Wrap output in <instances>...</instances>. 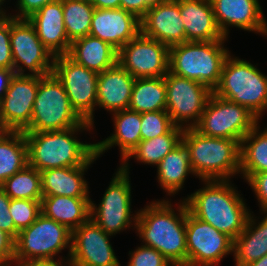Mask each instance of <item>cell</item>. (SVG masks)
Instances as JSON below:
<instances>
[{
  "label": "cell",
  "mask_w": 267,
  "mask_h": 266,
  "mask_svg": "<svg viewBox=\"0 0 267 266\" xmlns=\"http://www.w3.org/2000/svg\"><path fill=\"white\" fill-rule=\"evenodd\" d=\"M171 201H153L137 212L136 233L143 245L159 251L169 262L187 265L186 216L183 200L175 213Z\"/></svg>",
  "instance_id": "6da1fadb"
},
{
  "label": "cell",
  "mask_w": 267,
  "mask_h": 266,
  "mask_svg": "<svg viewBox=\"0 0 267 266\" xmlns=\"http://www.w3.org/2000/svg\"><path fill=\"white\" fill-rule=\"evenodd\" d=\"M205 187L183 198L188 211L233 240L252 213L230 180H203Z\"/></svg>",
  "instance_id": "7a4b0ae2"
},
{
  "label": "cell",
  "mask_w": 267,
  "mask_h": 266,
  "mask_svg": "<svg viewBox=\"0 0 267 266\" xmlns=\"http://www.w3.org/2000/svg\"><path fill=\"white\" fill-rule=\"evenodd\" d=\"M93 126L70 129L24 132L28 145V164L39 172L53 168L85 165L95 154V143H83L76 134ZM75 134V135H74Z\"/></svg>",
  "instance_id": "3957f363"
},
{
  "label": "cell",
  "mask_w": 267,
  "mask_h": 266,
  "mask_svg": "<svg viewBox=\"0 0 267 266\" xmlns=\"http://www.w3.org/2000/svg\"><path fill=\"white\" fill-rule=\"evenodd\" d=\"M182 142L189 151L194 176L199 180H231L240 173V142L207 137L194 128L184 129Z\"/></svg>",
  "instance_id": "277c9868"
},
{
  "label": "cell",
  "mask_w": 267,
  "mask_h": 266,
  "mask_svg": "<svg viewBox=\"0 0 267 266\" xmlns=\"http://www.w3.org/2000/svg\"><path fill=\"white\" fill-rule=\"evenodd\" d=\"M225 41H188L169 47V71L200 82L213 91L231 54L224 47Z\"/></svg>",
  "instance_id": "5b68a950"
},
{
  "label": "cell",
  "mask_w": 267,
  "mask_h": 266,
  "mask_svg": "<svg viewBox=\"0 0 267 266\" xmlns=\"http://www.w3.org/2000/svg\"><path fill=\"white\" fill-rule=\"evenodd\" d=\"M229 55L213 93L246 107L259 120L267 111V76L252 63Z\"/></svg>",
  "instance_id": "8992f818"
},
{
  "label": "cell",
  "mask_w": 267,
  "mask_h": 266,
  "mask_svg": "<svg viewBox=\"0 0 267 266\" xmlns=\"http://www.w3.org/2000/svg\"><path fill=\"white\" fill-rule=\"evenodd\" d=\"M93 126L72 108L61 81L50 73L39 76L30 125L23 132H43Z\"/></svg>",
  "instance_id": "52a82bcc"
},
{
  "label": "cell",
  "mask_w": 267,
  "mask_h": 266,
  "mask_svg": "<svg viewBox=\"0 0 267 266\" xmlns=\"http://www.w3.org/2000/svg\"><path fill=\"white\" fill-rule=\"evenodd\" d=\"M72 231L65 225L40 214L28 227L19 232L14 244L15 266L33 260L54 259L68 249L71 254Z\"/></svg>",
  "instance_id": "ba28073f"
},
{
  "label": "cell",
  "mask_w": 267,
  "mask_h": 266,
  "mask_svg": "<svg viewBox=\"0 0 267 266\" xmlns=\"http://www.w3.org/2000/svg\"><path fill=\"white\" fill-rule=\"evenodd\" d=\"M129 165L121 164L118 167L98 206L91 200L90 218L112 236L127 228H136L137 212L136 215L131 214Z\"/></svg>",
  "instance_id": "9c48e42d"
},
{
  "label": "cell",
  "mask_w": 267,
  "mask_h": 266,
  "mask_svg": "<svg viewBox=\"0 0 267 266\" xmlns=\"http://www.w3.org/2000/svg\"><path fill=\"white\" fill-rule=\"evenodd\" d=\"M258 120L246 107L212 93L194 129L207 137L232 139L241 143L243 137L258 124Z\"/></svg>",
  "instance_id": "30bf717a"
},
{
  "label": "cell",
  "mask_w": 267,
  "mask_h": 266,
  "mask_svg": "<svg viewBox=\"0 0 267 266\" xmlns=\"http://www.w3.org/2000/svg\"><path fill=\"white\" fill-rule=\"evenodd\" d=\"M164 79L166 111L173 124L183 129L194 128L213 91L200 82L175 75L170 71Z\"/></svg>",
  "instance_id": "8fae6325"
},
{
  "label": "cell",
  "mask_w": 267,
  "mask_h": 266,
  "mask_svg": "<svg viewBox=\"0 0 267 266\" xmlns=\"http://www.w3.org/2000/svg\"><path fill=\"white\" fill-rule=\"evenodd\" d=\"M53 73L63 84L75 112L94 126L99 73L77 64L68 55L54 58Z\"/></svg>",
  "instance_id": "7c38bea8"
},
{
  "label": "cell",
  "mask_w": 267,
  "mask_h": 266,
  "mask_svg": "<svg viewBox=\"0 0 267 266\" xmlns=\"http://www.w3.org/2000/svg\"><path fill=\"white\" fill-rule=\"evenodd\" d=\"M10 45L16 75L45 76L53 73L55 57L42 44L28 19L10 16ZM26 70L31 73H24Z\"/></svg>",
  "instance_id": "4fadbf2b"
},
{
  "label": "cell",
  "mask_w": 267,
  "mask_h": 266,
  "mask_svg": "<svg viewBox=\"0 0 267 266\" xmlns=\"http://www.w3.org/2000/svg\"><path fill=\"white\" fill-rule=\"evenodd\" d=\"M187 266H213L233 253V239L194 217L186 216Z\"/></svg>",
  "instance_id": "5bb4252c"
},
{
  "label": "cell",
  "mask_w": 267,
  "mask_h": 266,
  "mask_svg": "<svg viewBox=\"0 0 267 266\" xmlns=\"http://www.w3.org/2000/svg\"><path fill=\"white\" fill-rule=\"evenodd\" d=\"M117 62L135 79L164 77L169 71V47L140 32L118 51Z\"/></svg>",
  "instance_id": "9a60e30c"
},
{
  "label": "cell",
  "mask_w": 267,
  "mask_h": 266,
  "mask_svg": "<svg viewBox=\"0 0 267 266\" xmlns=\"http://www.w3.org/2000/svg\"><path fill=\"white\" fill-rule=\"evenodd\" d=\"M39 76L14 75L0 101V130L24 131L31 122Z\"/></svg>",
  "instance_id": "2e32d148"
},
{
  "label": "cell",
  "mask_w": 267,
  "mask_h": 266,
  "mask_svg": "<svg viewBox=\"0 0 267 266\" xmlns=\"http://www.w3.org/2000/svg\"><path fill=\"white\" fill-rule=\"evenodd\" d=\"M110 234L91 218L72 231V266H120L110 243Z\"/></svg>",
  "instance_id": "e0dca14e"
},
{
  "label": "cell",
  "mask_w": 267,
  "mask_h": 266,
  "mask_svg": "<svg viewBox=\"0 0 267 266\" xmlns=\"http://www.w3.org/2000/svg\"><path fill=\"white\" fill-rule=\"evenodd\" d=\"M141 33L168 47L186 42L179 0H165L152 5L140 19Z\"/></svg>",
  "instance_id": "ac0fdd59"
},
{
  "label": "cell",
  "mask_w": 267,
  "mask_h": 266,
  "mask_svg": "<svg viewBox=\"0 0 267 266\" xmlns=\"http://www.w3.org/2000/svg\"><path fill=\"white\" fill-rule=\"evenodd\" d=\"M217 25L225 38L229 26L267 36V21L258 0H210Z\"/></svg>",
  "instance_id": "d6986e66"
},
{
  "label": "cell",
  "mask_w": 267,
  "mask_h": 266,
  "mask_svg": "<svg viewBox=\"0 0 267 266\" xmlns=\"http://www.w3.org/2000/svg\"><path fill=\"white\" fill-rule=\"evenodd\" d=\"M141 32L140 19L122 8L94 9L90 35L119 51Z\"/></svg>",
  "instance_id": "ffe728a7"
},
{
  "label": "cell",
  "mask_w": 267,
  "mask_h": 266,
  "mask_svg": "<svg viewBox=\"0 0 267 266\" xmlns=\"http://www.w3.org/2000/svg\"><path fill=\"white\" fill-rule=\"evenodd\" d=\"M27 19L34 26L42 44L54 57L68 55L71 42L63 20V0L46 4Z\"/></svg>",
  "instance_id": "44dd1931"
},
{
  "label": "cell",
  "mask_w": 267,
  "mask_h": 266,
  "mask_svg": "<svg viewBox=\"0 0 267 266\" xmlns=\"http://www.w3.org/2000/svg\"><path fill=\"white\" fill-rule=\"evenodd\" d=\"M135 78L118 62L99 73L96 106L117 112L129 108Z\"/></svg>",
  "instance_id": "7402d4cb"
},
{
  "label": "cell",
  "mask_w": 267,
  "mask_h": 266,
  "mask_svg": "<svg viewBox=\"0 0 267 266\" xmlns=\"http://www.w3.org/2000/svg\"><path fill=\"white\" fill-rule=\"evenodd\" d=\"M188 41L227 40L220 31L210 0H179Z\"/></svg>",
  "instance_id": "603a6c76"
},
{
  "label": "cell",
  "mask_w": 267,
  "mask_h": 266,
  "mask_svg": "<svg viewBox=\"0 0 267 266\" xmlns=\"http://www.w3.org/2000/svg\"><path fill=\"white\" fill-rule=\"evenodd\" d=\"M95 154L85 165L53 168L41 171L43 196H68L90 198L89 186L84 172L96 161Z\"/></svg>",
  "instance_id": "cb8c5ba5"
},
{
  "label": "cell",
  "mask_w": 267,
  "mask_h": 266,
  "mask_svg": "<svg viewBox=\"0 0 267 266\" xmlns=\"http://www.w3.org/2000/svg\"><path fill=\"white\" fill-rule=\"evenodd\" d=\"M114 122V132L105 140L95 143L96 155L105 153L112 146H119L121 161L138 145L141 139V113L129 109L112 113Z\"/></svg>",
  "instance_id": "d4e9b609"
},
{
  "label": "cell",
  "mask_w": 267,
  "mask_h": 266,
  "mask_svg": "<svg viewBox=\"0 0 267 266\" xmlns=\"http://www.w3.org/2000/svg\"><path fill=\"white\" fill-rule=\"evenodd\" d=\"M91 198L43 196L41 212L73 231L90 219Z\"/></svg>",
  "instance_id": "484cf974"
},
{
  "label": "cell",
  "mask_w": 267,
  "mask_h": 266,
  "mask_svg": "<svg viewBox=\"0 0 267 266\" xmlns=\"http://www.w3.org/2000/svg\"><path fill=\"white\" fill-rule=\"evenodd\" d=\"M68 56L77 64L101 73L117 63L118 51L106 41L87 35L71 43Z\"/></svg>",
  "instance_id": "4316f807"
},
{
  "label": "cell",
  "mask_w": 267,
  "mask_h": 266,
  "mask_svg": "<svg viewBox=\"0 0 267 266\" xmlns=\"http://www.w3.org/2000/svg\"><path fill=\"white\" fill-rule=\"evenodd\" d=\"M264 214V218L256 222L257 217L250 213L245 229L233 240L235 266H243L267 254V212Z\"/></svg>",
  "instance_id": "83f0119b"
},
{
  "label": "cell",
  "mask_w": 267,
  "mask_h": 266,
  "mask_svg": "<svg viewBox=\"0 0 267 266\" xmlns=\"http://www.w3.org/2000/svg\"><path fill=\"white\" fill-rule=\"evenodd\" d=\"M157 179L168 195H175L183 188L188 174H193L189 161V151L181 141L157 165Z\"/></svg>",
  "instance_id": "f1b7e54d"
},
{
  "label": "cell",
  "mask_w": 267,
  "mask_h": 266,
  "mask_svg": "<svg viewBox=\"0 0 267 266\" xmlns=\"http://www.w3.org/2000/svg\"><path fill=\"white\" fill-rule=\"evenodd\" d=\"M28 164L23 131L0 130V185Z\"/></svg>",
  "instance_id": "f546056e"
},
{
  "label": "cell",
  "mask_w": 267,
  "mask_h": 266,
  "mask_svg": "<svg viewBox=\"0 0 267 266\" xmlns=\"http://www.w3.org/2000/svg\"><path fill=\"white\" fill-rule=\"evenodd\" d=\"M259 129L258 123L240 143V175L246 181L253 174L267 171V127Z\"/></svg>",
  "instance_id": "4dcf8cb0"
},
{
  "label": "cell",
  "mask_w": 267,
  "mask_h": 266,
  "mask_svg": "<svg viewBox=\"0 0 267 266\" xmlns=\"http://www.w3.org/2000/svg\"><path fill=\"white\" fill-rule=\"evenodd\" d=\"M128 109L138 113L166 110L164 77L135 79Z\"/></svg>",
  "instance_id": "1f68e13d"
},
{
  "label": "cell",
  "mask_w": 267,
  "mask_h": 266,
  "mask_svg": "<svg viewBox=\"0 0 267 266\" xmlns=\"http://www.w3.org/2000/svg\"><path fill=\"white\" fill-rule=\"evenodd\" d=\"M183 128L175 126L169 133L148 139L141 140L138 145L121 161V164H128L131 157L138 162L157 165L170 151L182 141Z\"/></svg>",
  "instance_id": "d6a6232c"
},
{
  "label": "cell",
  "mask_w": 267,
  "mask_h": 266,
  "mask_svg": "<svg viewBox=\"0 0 267 266\" xmlns=\"http://www.w3.org/2000/svg\"><path fill=\"white\" fill-rule=\"evenodd\" d=\"M94 9L89 0H63V20L71 43L90 35Z\"/></svg>",
  "instance_id": "836d02e7"
},
{
  "label": "cell",
  "mask_w": 267,
  "mask_h": 266,
  "mask_svg": "<svg viewBox=\"0 0 267 266\" xmlns=\"http://www.w3.org/2000/svg\"><path fill=\"white\" fill-rule=\"evenodd\" d=\"M0 187L11 199L42 200L41 173L27 164Z\"/></svg>",
  "instance_id": "e575fe53"
},
{
  "label": "cell",
  "mask_w": 267,
  "mask_h": 266,
  "mask_svg": "<svg viewBox=\"0 0 267 266\" xmlns=\"http://www.w3.org/2000/svg\"><path fill=\"white\" fill-rule=\"evenodd\" d=\"M175 125L166 110L141 113L140 133L142 140L169 133Z\"/></svg>",
  "instance_id": "d590c367"
},
{
  "label": "cell",
  "mask_w": 267,
  "mask_h": 266,
  "mask_svg": "<svg viewBox=\"0 0 267 266\" xmlns=\"http://www.w3.org/2000/svg\"><path fill=\"white\" fill-rule=\"evenodd\" d=\"M10 215L18 232L28 228L42 213L41 200L11 199Z\"/></svg>",
  "instance_id": "8d00e7d4"
},
{
  "label": "cell",
  "mask_w": 267,
  "mask_h": 266,
  "mask_svg": "<svg viewBox=\"0 0 267 266\" xmlns=\"http://www.w3.org/2000/svg\"><path fill=\"white\" fill-rule=\"evenodd\" d=\"M128 266H166L169 261L152 247L141 245L134 251H129Z\"/></svg>",
  "instance_id": "74e56055"
},
{
  "label": "cell",
  "mask_w": 267,
  "mask_h": 266,
  "mask_svg": "<svg viewBox=\"0 0 267 266\" xmlns=\"http://www.w3.org/2000/svg\"><path fill=\"white\" fill-rule=\"evenodd\" d=\"M0 68L14 71V62L10 45V15L0 17Z\"/></svg>",
  "instance_id": "f35d334b"
},
{
  "label": "cell",
  "mask_w": 267,
  "mask_h": 266,
  "mask_svg": "<svg viewBox=\"0 0 267 266\" xmlns=\"http://www.w3.org/2000/svg\"><path fill=\"white\" fill-rule=\"evenodd\" d=\"M10 201L11 198L0 187V230L5 231L15 240L18 237L19 232L16 230L10 215Z\"/></svg>",
  "instance_id": "ab89813d"
},
{
  "label": "cell",
  "mask_w": 267,
  "mask_h": 266,
  "mask_svg": "<svg viewBox=\"0 0 267 266\" xmlns=\"http://www.w3.org/2000/svg\"><path fill=\"white\" fill-rule=\"evenodd\" d=\"M259 202L260 212H267V171L253 174L248 180Z\"/></svg>",
  "instance_id": "60d3db41"
},
{
  "label": "cell",
  "mask_w": 267,
  "mask_h": 266,
  "mask_svg": "<svg viewBox=\"0 0 267 266\" xmlns=\"http://www.w3.org/2000/svg\"><path fill=\"white\" fill-rule=\"evenodd\" d=\"M54 1L57 0H17L16 7L19 10L16 15H11L10 13V16L16 19H27L43 6Z\"/></svg>",
  "instance_id": "b9f144b4"
},
{
  "label": "cell",
  "mask_w": 267,
  "mask_h": 266,
  "mask_svg": "<svg viewBox=\"0 0 267 266\" xmlns=\"http://www.w3.org/2000/svg\"><path fill=\"white\" fill-rule=\"evenodd\" d=\"M14 244L15 240L0 230V266H11L14 263Z\"/></svg>",
  "instance_id": "7bdbcfd3"
},
{
  "label": "cell",
  "mask_w": 267,
  "mask_h": 266,
  "mask_svg": "<svg viewBox=\"0 0 267 266\" xmlns=\"http://www.w3.org/2000/svg\"><path fill=\"white\" fill-rule=\"evenodd\" d=\"M163 1L165 0H120V8L141 19L152 5Z\"/></svg>",
  "instance_id": "ee69618b"
},
{
  "label": "cell",
  "mask_w": 267,
  "mask_h": 266,
  "mask_svg": "<svg viewBox=\"0 0 267 266\" xmlns=\"http://www.w3.org/2000/svg\"><path fill=\"white\" fill-rule=\"evenodd\" d=\"M65 260V261H64ZM20 266H72L70 259L67 257L57 259H43V260H33L21 264Z\"/></svg>",
  "instance_id": "f6af8a7d"
},
{
  "label": "cell",
  "mask_w": 267,
  "mask_h": 266,
  "mask_svg": "<svg viewBox=\"0 0 267 266\" xmlns=\"http://www.w3.org/2000/svg\"><path fill=\"white\" fill-rule=\"evenodd\" d=\"M15 75L11 69L0 68V101L8 89L11 78Z\"/></svg>",
  "instance_id": "bcb514c9"
},
{
  "label": "cell",
  "mask_w": 267,
  "mask_h": 266,
  "mask_svg": "<svg viewBox=\"0 0 267 266\" xmlns=\"http://www.w3.org/2000/svg\"><path fill=\"white\" fill-rule=\"evenodd\" d=\"M96 9H118L120 0H89Z\"/></svg>",
  "instance_id": "7dc6e473"
},
{
  "label": "cell",
  "mask_w": 267,
  "mask_h": 266,
  "mask_svg": "<svg viewBox=\"0 0 267 266\" xmlns=\"http://www.w3.org/2000/svg\"><path fill=\"white\" fill-rule=\"evenodd\" d=\"M243 266H267V254L264 255L259 260L253 261V262L245 264Z\"/></svg>",
  "instance_id": "c3c4849f"
},
{
  "label": "cell",
  "mask_w": 267,
  "mask_h": 266,
  "mask_svg": "<svg viewBox=\"0 0 267 266\" xmlns=\"http://www.w3.org/2000/svg\"><path fill=\"white\" fill-rule=\"evenodd\" d=\"M4 2H6V1L5 0H0V17L9 16V14H6V10L1 7V5L3 6Z\"/></svg>",
  "instance_id": "681fc988"
},
{
  "label": "cell",
  "mask_w": 267,
  "mask_h": 266,
  "mask_svg": "<svg viewBox=\"0 0 267 266\" xmlns=\"http://www.w3.org/2000/svg\"><path fill=\"white\" fill-rule=\"evenodd\" d=\"M166 266H187V265L181 262H169Z\"/></svg>",
  "instance_id": "f907efd6"
}]
</instances>
